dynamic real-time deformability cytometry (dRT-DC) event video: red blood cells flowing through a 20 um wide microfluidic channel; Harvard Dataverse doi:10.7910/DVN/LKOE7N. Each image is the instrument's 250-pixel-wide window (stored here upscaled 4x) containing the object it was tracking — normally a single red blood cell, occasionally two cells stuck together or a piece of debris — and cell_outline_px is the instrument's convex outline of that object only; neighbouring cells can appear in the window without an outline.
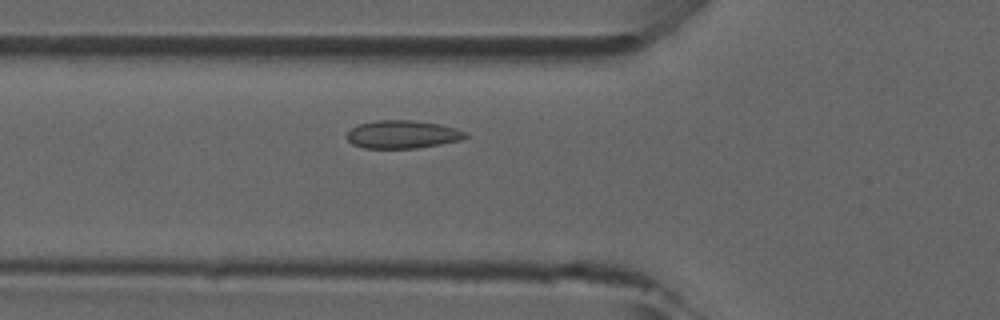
{"species": "common noctule bat (a hibernating species)", "species_latin": "Nyctalus noctula", "temperature_condition": "room temperature", "stored_images_in_passage": 44, "camera_frame_rate_fps": 3000, "um_per_image_px": 0.085, "animal": {"sex": "male", "forearm_length_mm": 52.5}, "frame": {"image": 1, "passage_image": 13, "time_ms": 4.0, "image_size_px": [1000, 320], "cell_outline_px": [[468, 136], [460, 140], [440, 144], [416, 148], [364, 148], [352, 144], [344, 136], [352, 128], [360, 124], [376, 120], [416, 120], [440, 124], [456, 128], [464, 132]], "centroid_in_image_um": [34.19, 11.42], "position_along_channel_um": 91.6, "area_um2": 19.36}}